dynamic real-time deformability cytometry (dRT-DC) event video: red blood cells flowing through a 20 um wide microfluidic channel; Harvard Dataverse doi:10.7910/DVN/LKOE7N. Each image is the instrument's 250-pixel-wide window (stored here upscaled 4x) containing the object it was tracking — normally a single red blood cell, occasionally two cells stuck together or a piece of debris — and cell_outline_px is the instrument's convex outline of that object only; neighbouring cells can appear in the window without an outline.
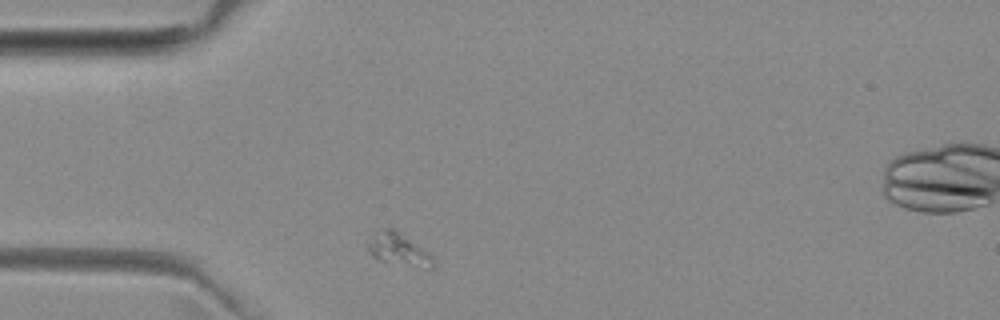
{"species": "common noctule bat (a hibernating species)", "species_latin": "Nyctalus noctula", "temperature_condition": "room temperature", "stored_images_in_passage": 1, "camera_frame_rate_fps": 3000, "um_per_image_px": 0.085, "animal": {"sex": "female", "body_mass_g": 29.2, "forearm_length_mm": 56.3}, "frame": {"image": 1, "passage_image": 1, "time_ms": 0.0, "image_size_px": [1000, 320], "cell_outline_px": [[436, 264], [432, 268], [424, 268], [376, 260], [368, 252], [364, 244], [372, 236], [384, 228], [392, 228], [428, 252], [436, 260]], "centroid_in_image_um": [33.84, 21.23], "position_along_channel_um": 51.2, "area_um2": 12.31}}